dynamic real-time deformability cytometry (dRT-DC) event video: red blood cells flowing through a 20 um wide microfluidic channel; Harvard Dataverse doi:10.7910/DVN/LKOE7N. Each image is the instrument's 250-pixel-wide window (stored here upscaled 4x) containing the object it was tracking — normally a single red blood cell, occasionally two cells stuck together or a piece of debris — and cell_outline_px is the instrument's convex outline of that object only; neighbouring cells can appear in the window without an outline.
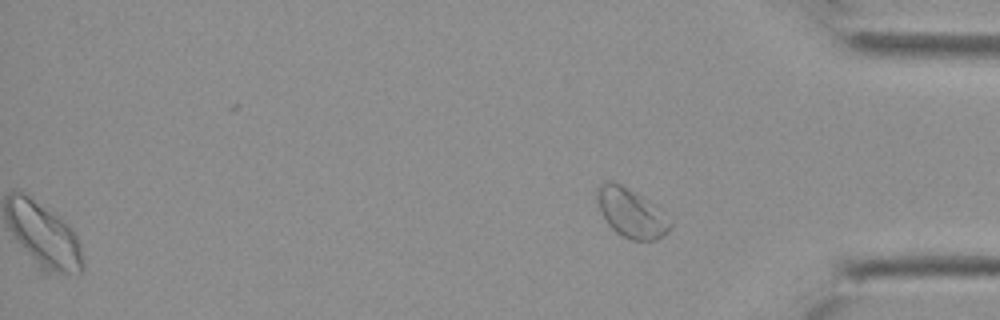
{"species": "Egyptian fruit bat (a non-hibernating species)", "species_latin": "Rousettus aegyptiacus", "temperature_condition": "cold", "stored_images_in_passage": 24, "segment_of_instrument_passage": [2, 2], "camera_frame_rate_fps": 3000, "um_per_image_px": 0.085, "animal": {"sex": "female"}, "frame": {"image": 1, "passage_image": 24, "time_ms": 7.667, "image_size_px": [1000, 320], "cell_outline_px": [[672, 228], [664, 236], [656, 240], [632, 240], [616, 232], [608, 224], [600, 208], [596, 192], [596, 188], [600, 184], [612, 180], [620, 184], [672, 220]], "centroid_in_image_um": [53.64, 18.15], "position_along_channel_um": 381.6, "area_um2": 19.94}}